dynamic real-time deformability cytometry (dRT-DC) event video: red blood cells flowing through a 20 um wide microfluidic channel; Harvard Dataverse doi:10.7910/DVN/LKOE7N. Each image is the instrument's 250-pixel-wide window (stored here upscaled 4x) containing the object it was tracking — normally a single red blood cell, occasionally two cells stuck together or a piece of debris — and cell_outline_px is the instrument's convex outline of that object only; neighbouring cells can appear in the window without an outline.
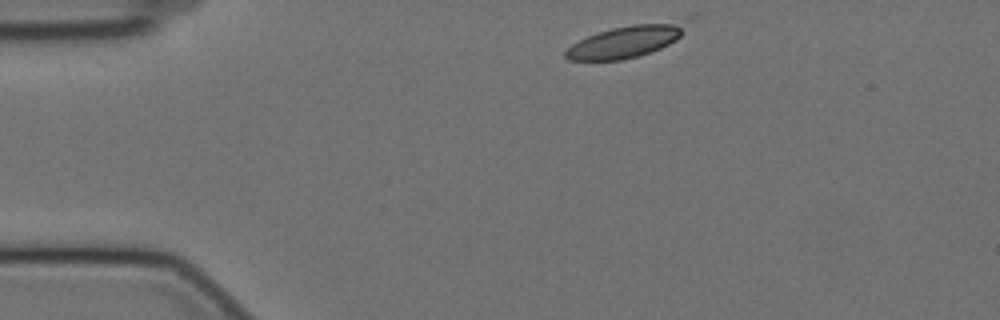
{"species": "Egyptian fruit bat (a non-hibernating species)", "species_latin": "Rousettus aegyptiacus", "temperature_condition": "cold", "stored_images_in_passage": 48, "camera_frame_rate_fps": 3000, "um_per_image_px": 0.085, "animal": {"sex": "female"}, "frame": {"image": 1, "passage_image": 1, "time_ms": 0.0, "image_size_px": [1000, 320], "cell_outline_px": [[680, 36], [676, 40], [660, 48], [624, 60], [568, 60], [564, 56], [564, 52], [572, 44], [588, 36], [612, 28], [632, 24], [680, 24]], "centroid_in_image_um": [52.99, 3.59], "position_along_channel_um": 32.0, "area_um2": 21.15}}
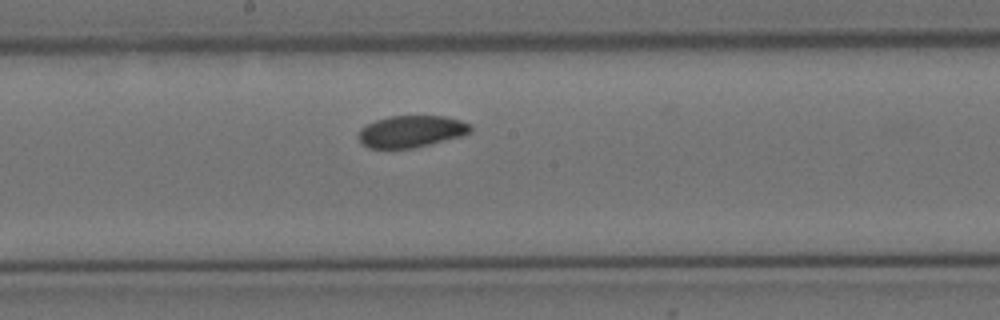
{"frame": {"image": 2, "passage_image": 21, "time_ms": 6.667, "image_size_px": [1000, 320], "cell_outline_px": [[472, 132], [460, 136], [412, 148], [368, 148], [360, 140], [360, 128], [376, 120], [388, 116], [444, 116], [460, 120], [472, 124]], "centroid_in_image_um": [34.99, 11.16], "position_along_channel_um": 213.2, "area_um2": 20.52}}
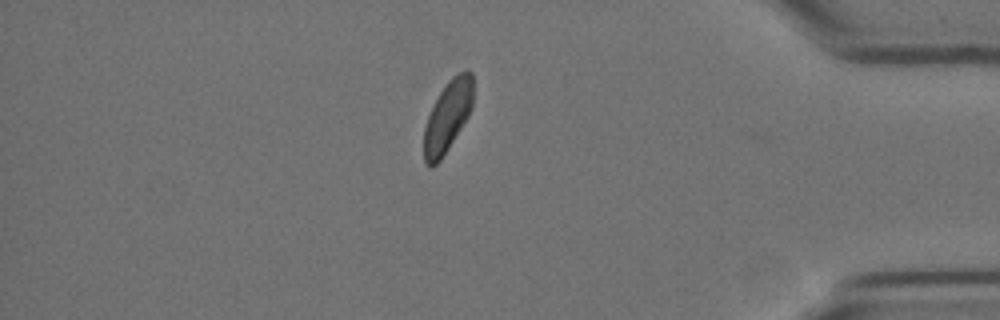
{"frame": {"image": 3, "passage_image": 40, "time_ms": 13.0, "image_size_px": [1000, 320], "cell_outline_px": [[472, 108], [468, 116], [448, 148], [440, 160], [432, 168], [428, 168], [424, 160], [424, 128], [428, 116], [440, 92], [448, 80], [452, 76], [460, 72], [472, 72]], "centroid_in_image_um": [38.03, 9.92], "position_along_channel_um": 397.2, "area_um2": 20.0}, "authors_computed_cell_mechanics": {"area_um2": 21.5883, "velocity_mm_per_s": 3.4316, "shape_relaxation_time_tau1_ms": 3.5573, "shape_relaxation_time_tau2_ms": 3.9126, "deformation_change_tau1": 0.0969, "deformation_change_tau2": 0.0698}}